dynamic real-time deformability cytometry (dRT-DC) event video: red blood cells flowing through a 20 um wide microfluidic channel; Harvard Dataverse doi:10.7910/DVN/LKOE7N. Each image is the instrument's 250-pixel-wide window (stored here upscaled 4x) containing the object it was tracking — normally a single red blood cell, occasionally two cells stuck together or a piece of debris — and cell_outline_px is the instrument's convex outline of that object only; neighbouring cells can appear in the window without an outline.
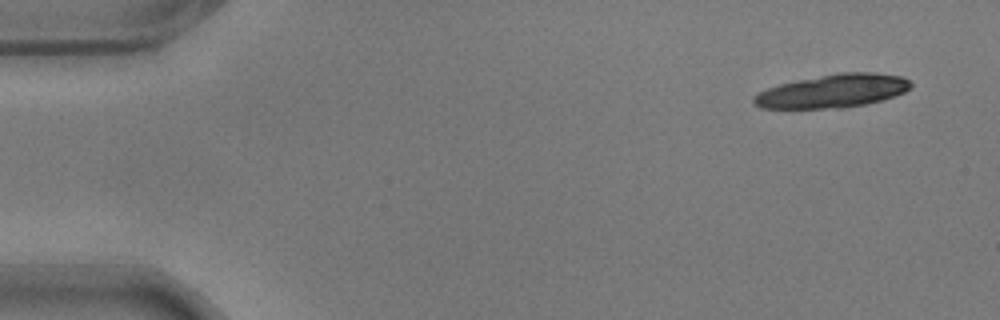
{"species": "common noctule bat (a hibernating species)", "species_latin": "Nyctalus noctula", "temperature_condition": "warm", "stored_images_in_passage": 17, "camera_frame_rate_fps": 3000, "um_per_image_px": 0.085, "animal": {"sex": "male", "body_mass_g": 17.9}, "frame": {"image": 1, "passage_image": 1, "time_ms": 0.0, "image_size_px": [1000, 320], "cell_outline_px": [[912, 84], [904, 92], [884, 100], [844, 108], [760, 108], [752, 104], [752, 96], [768, 88], [780, 84], [840, 72], [872, 72], [904, 76]], "centroid_in_image_um": [70.79, 7.74], "position_along_channel_um": 14.2, "area_um2": 30.4}}